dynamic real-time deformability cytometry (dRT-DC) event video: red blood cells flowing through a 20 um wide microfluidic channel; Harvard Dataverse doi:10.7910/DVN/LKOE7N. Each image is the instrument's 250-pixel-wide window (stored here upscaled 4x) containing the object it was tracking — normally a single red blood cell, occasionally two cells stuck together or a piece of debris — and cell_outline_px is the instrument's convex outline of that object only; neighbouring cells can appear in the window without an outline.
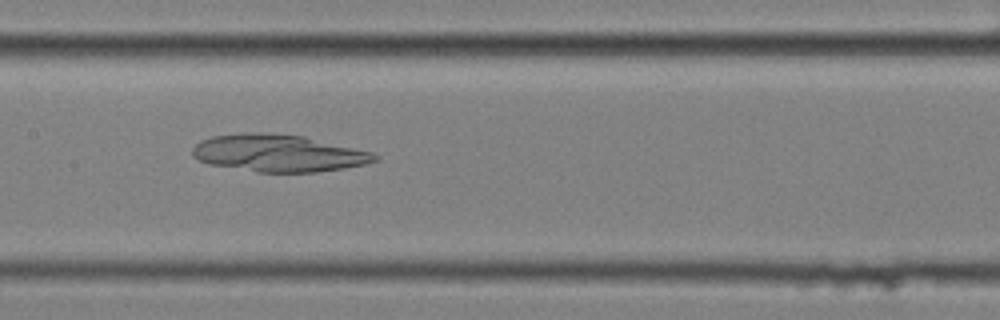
{"species": "common noctule bat (a hibernating species)", "species_latin": "Nyctalus noctula", "temperature_condition": "cold", "stored_images_in_passage": 58, "camera_frame_rate_fps": 3000, "um_per_image_px": 0.085, "animal": {"sex": "female", "body_mass_g": 25.1}, "frame": {"image": 1, "passage_image": 29, "time_ms": 9.333, "image_size_px": [1000, 320], "cell_outline_px": [[380, 156], [376, 160], [364, 164], [316, 172], [256, 172], [208, 164], [192, 156], [192, 148], [200, 140], [212, 136], [240, 132], [264, 132], [304, 136], [372, 152]], "centroid_in_image_um": [23.61, 13.01], "position_along_channel_um": 183.8, "area_um2": 39.54}}
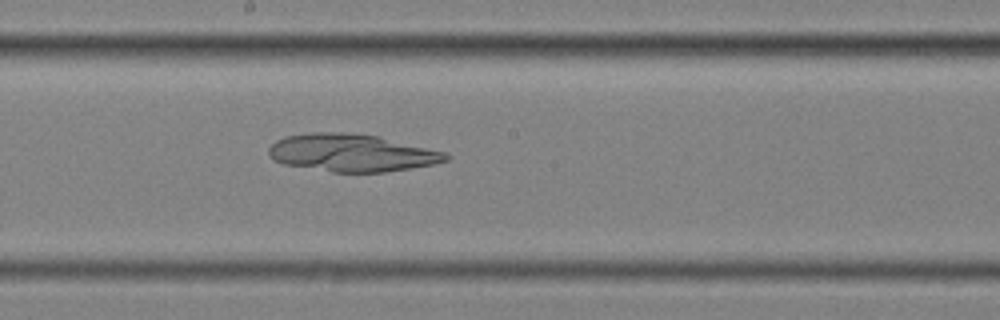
{"frame": {"image": 2, "passage_image": 32, "time_ms": 10.333, "image_size_px": [1000, 320], "cell_outline_px": [[452, 156], [448, 160], [432, 164], [412, 168], [384, 172], [332, 172], [284, 164], [272, 160], [268, 152], [268, 148], [276, 140], [284, 136], [312, 132], [344, 132], [380, 136], [448, 152]], "centroid_in_image_um": [29.92, 12.98], "position_along_channel_um": 218.3, "area_um2": 39.13}}
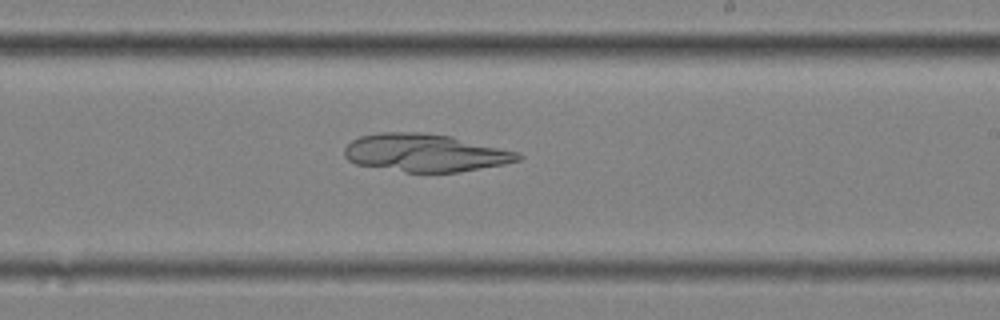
{"frame": {"image": 3, "passage_image": 35, "time_ms": 11.333, "image_size_px": [1000, 320], "cell_outline_px": [[524, 156], [520, 160], [504, 164], [460, 172], [404, 172], [356, 164], [348, 160], [344, 156], [344, 148], [352, 140], [360, 136], [376, 132], [420, 132], [452, 136], [520, 152]], "centroid_in_image_um": [36.15, 12.98], "position_along_channel_um": 252.8, "area_um2": 38.55}}